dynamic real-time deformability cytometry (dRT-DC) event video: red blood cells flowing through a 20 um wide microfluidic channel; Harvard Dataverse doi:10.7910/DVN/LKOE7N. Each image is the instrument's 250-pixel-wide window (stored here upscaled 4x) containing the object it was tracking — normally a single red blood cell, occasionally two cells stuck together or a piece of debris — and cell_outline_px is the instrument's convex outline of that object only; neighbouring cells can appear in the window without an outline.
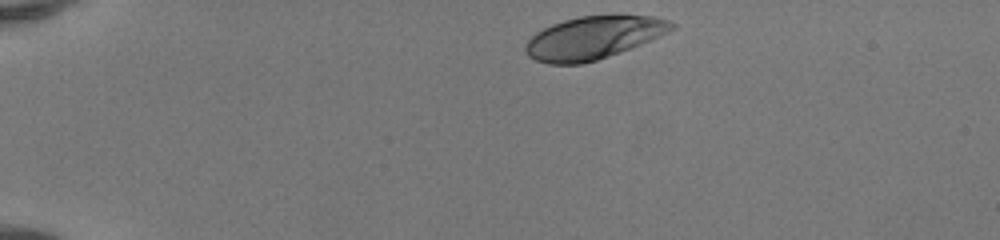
{"species": "human", "species_latin": "Homo sapiens", "temperature_condition": "room temperature", "stored_images_in_passage": 41, "camera_frame_rate_fps": 3000, "um_per_image_px": 0.085, "donor": {"sex": "female"}, "frame": {"image": 1, "passage_image": 1, "time_ms": 0.0, "image_size_px": [1000, 240], "cell_outline_px": [[676, 28], [660, 36], [632, 48], [584, 64], [548, 64], [536, 60], [528, 56], [524, 48], [524, 44], [536, 32], [552, 24], [564, 20], [580, 16], [612, 12], [620, 12], [652, 16], [668, 20], [676, 24]], "centroid_in_image_um": [50.49, 3.16], "position_along_channel_um": 34.5, "area_um2": 37.45}}
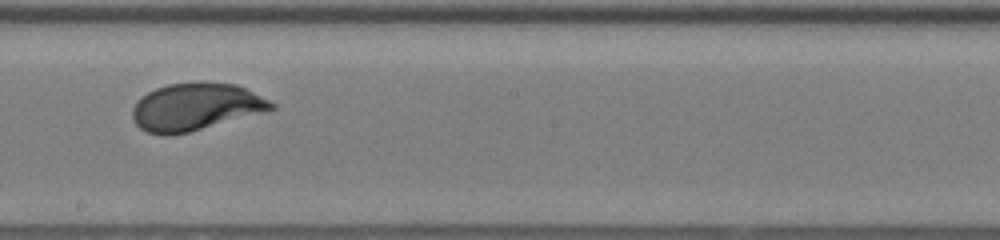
{"frame": {"image": 2, "passage_image": 21, "time_ms": 6.667, "image_size_px": [1000, 240], "cell_outline_px": [[276, 108], [264, 112], [188, 132], [164, 136], [160, 136], [148, 132], [140, 128], [132, 120], [132, 108], [136, 100], [148, 92], [156, 88], [168, 84], [236, 84], [276, 104]], "centroid_in_image_um": [16.57, 9.12], "position_along_channel_um": 231.6, "area_um2": 37.57}}
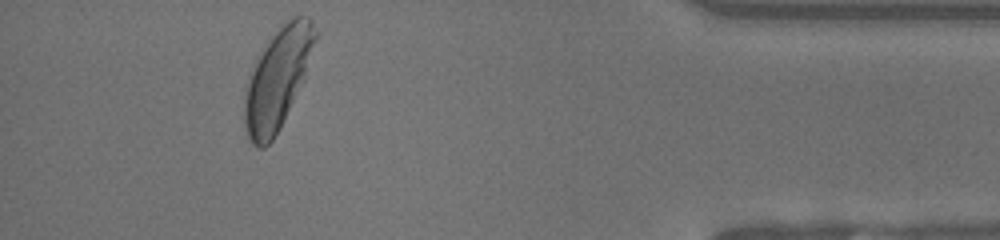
{"frame": {"image": 3, "passage_image": 37, "time_ms": 12.0, "image_size_px": [1000, 240], "cell_outline_px": [[316, 36], [304, 80], [280, 128], [272, 140], [264, 148], [256, 148], [252, 144], [248, 136], [244, 124], [244, 88], [248, 76], [256, 56], [268, 40], [292, 16], [308, 16], [312, 20], [316, 32]], "centroid_in_image_um": [23.55, 6.71], "position_along_channel_um": 411.6, "area_um2": 41.38}, "authors_computed_cell_mechanics": {"area_um2": 38.2058, "velocity_mm_per_s": 4.1236, "shape_relaxation_time_tau1_ms": 2.9016, "shape_relaxation_time_tau2_ms": null, "deformation_change_tau1": 0.1744, "deformation_change_tau2": null}}